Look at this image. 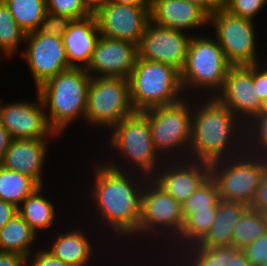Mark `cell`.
<instances>
[{"instance_id":"d4e9b609","label":"cell","mask_w":267,"mask_h":266,"mask_svg":"<svg viewBox=\"0 0 267 266\" xmlns=\"http://www.w3.org/2000/svg\"><path fill=\"white\" fill-rule=\"evenodd\" d=\"M37 234L30 225L17 213L0 230V251L13 252L27 257L32 254L31 246Z\"/></svg>"},{"instance_id":"8992f818","label":"cell","mask_w":267,"mask_h":266,"mask_svg":"<svg viewBox=\"0 0 267 266\" xmlns=\"http://www.w3.org/2000/svg\"><path fill=\"white\" fill-rule=\"evenodd\" d=\"M111 130L113 131L110 132L108 144L120 156H124L123 160L127 158L126 161H130L123 165L126 168L131 167L132 171L135 168L137 171L133 174L139 172L148 179L152 178L165 159L154 148L148 118L142 112H135L122 119Z\"/></svg>"},{"instance_id":"60d3db41","label":"cell","mask_w":267,"mask_h":266,"mask_svg":"<svg viewBox=\"0 0 267 266\" xmlns=\"http://www.w3.org/2000/svg\"><path fill=\"white\" fill-rule=\"evenodd\" d=\"M27 266V259L17 253L0 251V266Z\"/></svg>"},{"instance_id":"2e32d148","label":"cell","mask_w":267,"mask_h":266,"mask_svg":"<svg viewBox=\"0 0 267 266\" xmlns=\"http://www.w3.org/2000/svg\"><path fill=\"white\" fill-rule=\"evenodd\" d=\"M215 98L246 125L261 106L253 83L252 65L231 66Z\"/></svg>"},{"instance_id":"603a6c76","label":"cell","mask_w":267,"mask_h":266,"mask_svg":"<svg viewBox=\"0 0 267 266\" xmlns=\"http://www.w3.org/2000/svg\"><path fill=\"white\" fill-rule=\"evenodd\" d=\"M57 234L54 243L47 250L68 266H87L95 247H92L83 230L73 229L71 232Z\"/></svg>"},{"instance_id":"484cf974","label":"cell","mask_w":267,"mask_h":266,"mask_svg":"<svg viewBox=\"0 0 267 266\" xmlns=\"http://www.w3.org/2000/svg\"><path fill=\"white\" fill-rule=\"evenodd\" d=\"M39 185L30 177L0 165V199L16 207Z\"/></svg>"},{"instance_id":"30bf717a","label":"cell","mask_w":267,"mask_h":266,"mask_svg":"<svg viewBox=\"0 0 267 266\" xmlns=\"http://www.w3.org/2000/svg\"><path fill=\"white\" fill-rule=\"evenodd\" d=\"M253 20L231 14L226 9H217L209 16L215 37L227 61L232 66L253 65L258 61L256 34Z\"/></svg>"},{"instance_id":"1f68e13d","label":"cell","mask_w":267,"mask_h":266,"mask_svg":"<svg viewBox=\"0 0 267 266\" xmlns=\"http://www.w3.org/2000/svg\"><path fill=\"white\" fill-rule=\"evenodd\" d=\"M26 33L17 25L6 3L0 0V51L10 57L25 42ZM1 57V56H0Z\"/></svg>"},{"instance_id":"5b68a950","label":"cell","mask_w":267,"mask_h":266,"mask_svg":"<svg viewBox=\"0 0 267 266\" xmlns=\"http://www.w3.org/2000/svg\"><path fill=\"white\" fill-rule=\"evenodd\" d=\"M195 35L190 39L185 65L180 72L182 89L183 92H189L190 89L192 92L193 87L200 91L203 88V91L208 92L207 97H215L223 88L232 65L227 61L216 38Z\"/></svg>"},{"instance_id":"836d02e7","label":"cell","mask_w":267,"mask_h":266,"mask_svg":"<svg viewBox=\"0 0 267 266\" xmlns=\"http://www.w3.org/2000/svg\"><path fill=\"white\" fill-rule=\"evenodd\" d=\"M47 12L80 20L92 15L83 0H46Z\"/></svg>"},{"instance_id":"52a82bcc","label":"cell","mask_w":267,"mask_h":266,"mask_svg":"<svg viewBox=\"0 0 267 266\" xmlns=\"http://www.w3.org/2000/svg\"><path fill=\"white\" fill-rule=\"evenodd\" d=\"M187 99L189 97H185L173 105L156 107L142 112L148 118L154 148L163 159L166 157L167 160H171L175 158L172 157L174 154H176L175 159H187L188 157L191 141L192 103Z\"/></svg>"},{"instance_id":"ee69618b","label":"cell","mask_w":267,"mask_h":266,"mask_svg":"<svg viewBox=\"0 0 267 266\" xmlns=\"http://www.w3.org/2000/svg\"><path fill=\"white\" fill-rule=\"evenodd\" d=\"M229 266H252L243 249H237L229 258Z\"/></svg>"},{"instance_id":"8d00e7d4","label":"cell","mask_w":267,"mask_h":266,"mask_svg":"<svg viewBox=\"0 0 267 266\" xmlns=\"http://www.w3.org/2000/svg\"><path fill=\"white\" fill-rule=\"evenodd\" d=\"M243 250L252 266H261L267 260V231Z\"/></svg>"},{"instance_id":"f907efd6","label":"cell","mask_w":267,"mask_h":266,"mask_svg":"<svg viewBox=\"0 0 267 266\" xmlns=\"http://www.w3.org/2000/svg\"><path fill=\"white\" fill-rule=\"evenodd\" d=\"M261 266H267V260Z\"/></svg>"},{"instance_id":"ab89813d","label":"cell","mask_w":267,"mask_h":266,"mask_svg":"<svg viewBox=\"0 0 267 266\" xmlns=\"http://www.w3.org/2000/svg\"><path fill=\"white\" fill-rule=\"evenodd\" d=\"M249 208L267 215V171L260 181L255 197Z\"/></svg>"},{"instance_id":"f35d334b","label":"cell","mask_w":267,"mask_h":266,"mask_svg":"<svg viewBox=\"0 0 267 266\" xmlns=\"http://www.w3.org/2000/svg\"><path fill=\"white\" fill-rule=\"evenodd\" d=\"M35 253L33 254L34 257H32V254L27 257V263L31 262L28 266H68L57 259L47 248L38 250Z\"/></svg>"},{"instance_id":"e575fe53","label":"cell","mask_w":267,"mask_h":266,"mask_svg":"<svg viewBox=\"0 0 267 266\" xmlns=\"http://www.w3.org/2000/svg\"><path fill=\"white\" fill-rule=\"evenodd\" d=\"M71 22L72 20L68 17L47 12L39 23L36 32L47 36H56L62 38L67 32Z\"/></svg>"},{"instance_id":"f1b7e54d","label":"cell","mask_w":267,"mask_h":266,"mask_svg":"<svg viewBox=\"0 0 267 266\" xmlns=\"http://www.w3.org/2000/svg\"><path fill=\"white\" fill-rule=\"evenodd\" d=\"M17 25L26 33L37 30L47 13L46 0H3Z\"/></svg>"},{"instance_id":"4316f807","label":"cell","mask_w":267,"mask_h":266,"mask_svg":"<svg viewBox=\"0 0 267 266\" xmlns=\"http://www.w3.org/2000/svg\"><path fill=\"white\" fill-rule=\"evenodd\" d=\"M266 231L267 215L248 208L233 229L231 246L244 249Z\"/></svg>"},{"instance_id":"cb8c5ba5","label":"cell","mask_w":267,"mask_h":266,"mask_svg":"<svg viewBox=\"0 0 267 266\" xmlns=\"http://www.w3.org/2000/svg\"><path fill=\"white\" fill-rule=\"evenodd\" d=\"M43 188L44 185L35 189L18 207V214L36 234L55 225V206L41 194Z\"/></svg>"},{"instance_id":"3957f363","label":"cell","mask_w":267,"mask_h":266,"mask_svg":"<svg viewBox=\"0 0 267 266\" xmlns=\"http://www.w3.org/2000/svg\"><path fill=\"white\" fill-rule=\"evenodd\" d=\"M91 78L85 68L71 67L50 78L36 90L45 111H49L47 120L56 134L63 133L77 118L85 119Z\"/></svg>"},{"instance_id":"7dc6e473","label":"cell","mask_w":267,"mask_h":266,"mask_svg":"<svg viewBox=\"0 0 267 266\" xmlns=\"http://www.w3.org/2000/svg\"><path fill=\"white\" fill-rule=\"evenodd\" d=\"M202 8L209 16L217 9L208 0H186Z\"/></svg>"},{"instance_id":"9a60e30c","label":"cell","mask_w":267,"mask_h":266,"mask_svg":"<svg viewBox=\"0 0 267 266\" xmlns=\"http://www.w3.org/2000/svg\"><path fill=\"white\" fill-rule=\"evenodd\" d=\"M36 93L35 102H0V122L12 139H47L50 136H59L50 127L43 101L38 91Z\"/></svg>"},{"instance_id":"b9f144b4","label":"cell","mask_w":267,"mask_h":266,"mask_svg":"<svg viewBox=\"0 0 267 266\" xmlns=\"http://www.w3.org/2000/svg\"><path fill=\"white\" fill-rule=\"evenodd\" d=\"M18 213V207L0 199V230Z\"/></svg>"},{"instance_id":"f6af8a7d","label":"cell","mask_w":267,"mask_h":266,"mask_svg":"<svg viewBox=\"0 0 267 266\" xmlns=\"http://www.w3.org/2000/svg\"><path fill=\"white\" fill-rule=\"evenodd\" d=\"M110 1L111 0H83V3L92 14H95L101 7L105 6Z\"/></svg>"},{"instance_id":"7402d4cb","label":"cell","mask_w":267,"mask_h":266,"mask_svg":"<svg viewBox=\"0 0 267 266\" xmlns=\"http://www.w3.org/2000/svg\"><path fill=\"white\" fill-rule=\"evenodd\" d=\"M248 208V206L238 202L220 199L215 221L209 232L198 244L203 247L230 246L233 229Z\"/></svg>"},{"instance_id":"d590c367","label":"cell","mask_w":267,"mask_h":266,"mask_svg":"<svg viewBox=\"0 0 267 266\" xmlns=\"http://www.w3.org/2000/svg\"><path fill=\"white\" fill-rule=\"evenodd\" d=\"M266 4L267 0H230L225 9L233 15L254 21L256 15Z\"/></svg>"},{"instance_id":"ba28073f","label":"cell","mask_w":267,"mask_h":266,"mask_svg":"<svg viewBox=\"0 0 267 266\" xmlns=\"http://www.w3.org/2000/svg\"><path fill=\"white\" fill-rule=\"evenodd\" d=\"M266 171L267 159L246 151L210 165V176L217 183L220 199L248 207Z\"/></svg>"},{"instance_id":"e0dca14e","label":"cell","mask_w":267,"mask_h":266,"mask_svg":"<svg viewBox=\"0 0 267 266\" xmlns=\"http://www.w3.org/2000/svg\"><path fill=\"white\" fill-rule=\"evenodd\" d=\"M167 161L151 179L182 204L210 176V165L191 159Z\"/></svg>"},{"instance_id":"6da1fadb","label":"cell","mask_w":267,"mask_h":266,"mask_svg":"<svg viewBox=\"0 0 267 266\" xmlns=\"http://www.w3.org/2000/svg\"><path fill=\"white\" fill-rule=\"evenodd\" d=\"M127 171L129 170H125L124 166L113 161L97 164L93 174L95 181H92L93 187L89 188V197L94 202L95 212L98 210L102 224L112 228L118 237L121 235L119 238L137 235L141 193L148 179L139 173L133 176L132 171Z\"/></svg>"},{"instance_id":"83f0119b","label":"cell","mask_w":267,"mask_h":266,"mask_svg":"<svg viewBox=\"0 0 267 266\" xmlns=\"http://www.w3.org/2000/svg\"><path fill=\"white\" fill-rule=\"evenodd\" d=\"M184 250L181 249L180 253H184L185 256L181 254L182 257L179 258L186 261L183 262V266H229V258L237 249L231 245L203 247L197 243Z\"/></svg>"},{"instance_id":"9c48e42d","label":"cell","mask_w":267,"mask_h":266,"mask_svg":"<svg viewBox=\"0 0 267 266\" xmlns=\"http://www.w3.org/2000/svg\"><path fill=\"white\" fill-rule=\"evenodd\" d=\"M134 110L129 78L92 77L87 91L85 120L90 126L112 129Z\"/></svg>"},{"instance_id":"4dcf8cb0","label":"cell","mask_w":267,"mask_h":266,"mask_svg":"<svg viewBox=\"0 0 267 266\" xmlns=\"http://www.w3.org/2000/svg\"><path fill=\"white\" fill-rule=\"evenodd\" d=\"M219 200L220 196L217 183L209 176L195 192L181 204L184 220L196 211H210V208H218Z\"/></svg>"},{"instance_id":"681fc988","label":"cell","mask_w":267,"mask_h":266,"mask_svg":"<svg viewBox=\"0 0 267 266\" xmlns=\"http://www.w3.org/2000/svg\"><path fill=\"white\" fill-rule=\"evenodd\" d=\"M257 115L267 116V97L261 101V106Z\"/></svg>"},{"instance_id":"7bdbcfd3","label":"cell","mask_w":267,"mask_h":266,"mask_svg":"<svg viewBox=\"0 0 267 266\" xmlns=\"http://www.w3.org/2000/svg\"><path fill=\"white\" fill-rule=\"evenodd\" d=\"M12 138L6 128L0 122V165L3 161L5 152L7 151Z\"/></svg>"},{"instance_id":"d6986e66","label":"cell","mask_w":267,"mask_h":266,"mask_svg":"<svg viewBox=\"0 0 267 266\" xmlns=\"http://www.w3.org/2000/svg\"><path fill=\"white\" fill-rule=\"evenodd\" d=\"M49 139H12L1 166L32 178L39 186L42 177Z\"/></svg>"},{"instance_id":"ffe728a7","label":"cell","mask_w":267,"mask_h":266,"mask_svg":"<svg viewBox=\"0 0 267 266\" xmlns=\"http://www.w3.org/2000/svg\"><path fill=\"white\" fill-rule=\"evenodd\" d=\"M150 21L171 29L188 32L208 24L209 15L186 0H152ZM188 30V31H186Z\"/></svg>"},{"instance_id":"c3c4849f","label":"cell","mask_w":267,"mask_h":266,"mask_svg":"<svg viewBox=\"0 0 267 266\" xmlns=\"http://www.w3.org/2000/svg\"><path fill=\"white\" fill-rule=\"evenodd\" d=\"M216 9H225L230 0H208Z\"/></svg>"},{"instance_id":"7a4b0ae2","label":"cell","mask_w":267,"mask_h":266,"mask_svg":"<svg viewBox=\"0 0 267 266\" xmlns=\"http://www.w3.org/2000/svg\"><path fill=\"white\" fill-rule=\"evenodd\" d=\"M203 99L192 105L187 159L212 165L245 152V124L215 97Z\"/></svg>"},{"instance_id":"44dd1931","label":"cell","mask_w":267,"mask_h":266,"mask_svg":"<svg viewBox=\"0 0 267 266\" xmlns=\"http://www.w3.org/2000/svg\"><path fill=\"white\" fill-rule=\"evenodd\" d=\"M100 36L94 14L80 20H72L62 37L70 67L87 68Z\"/></svg>"},{"instance_id":"5bb4252c","label":"cell","mask_w":267,"mask_h":266,"mask_svg":"<svg viewBox=\"0 0 267 266\" xmlns=\"http://www.w3.org/2000/svg\"><path fill=\"white\" fill-rule=\"evenodd\" d=\"M100 35L110 39L139 45L144 30L150 22L146 7L108 2L95 14Z\"/></svg>"},{"instance_id":"8fae6325","label":"cell","mask_w":267,"mask_h":266,"mask_svg":"<svg viewBox=\"0 0 267 266\" xmlns=\"http://www.w3.org/2000/svg\"><path fill=\"white\" fill-rule=\"evenodd\" d=\"M183 224L181 204L151 178L147 179L141 193L140 219L137 227L138 237L140 234L144 236L149 233L155 239V233L158 235L160 232L163 234L166 232V234L169 233L167 239L169 237L171 239L168 241H174V237L176 239L179 236Z\"/></svg>"},{"instance_id":"7c38bea8","label":"cell","mask_w":267,"mask_h":266,"mask_svg":"<svg viewBox=\"0 0 267 266\" xmlns=\"http://www.w3.org/2000/svg\"><path fill=\"white\" fill-rule=\"evenodd\" d=\"M149 22L137 46L138 58L161 62L181 72L193 34Z\"/></svg>"},{"instance_id":"f546056e","label":"cell","mask_w":267,"mask_h":266,"mask_svg":"<svg viewBox=\"0 0 267 266\" xmlns=\"http://www.w3.org/2000/svg\"><path fill=\"white\" fill-rule=\"evenodd\" d=\"M216 212L217 208H210V211H196L189 215L184 220L179 236L174 239V242L177 243L176 245L179 248L183 245L182 248L186 249L191 245L199 243L209 232L211 225L215 221Z\"/></svg>"},{"instance_id":"ac0fdd59","label":"cell","mask_w":267,"mask_h":266,"mask_svg":"<svg viewBox=\"0 0 267 266\" xmlns=\"http://www.w3.org/2000/svg\"><path fill=\"white\" fill-rule=\"evenodd\" d=\"M137 57V45L100 36L86 71L91 77L129 78Z\"/></svg>"},{"instance_id":"74e56055","label":"cell","mask_w":267,"mask_h":266,"mask_svg":"<svg viewBox=\"0 0 267 266\" xmlns=\"http://www.w3.org/2000/svg\"><path fill=\"white\" fill-rule=\"evenodd\" d=\"M253 83L260 101L267 97V63L252 65Z\"/></svg>"},{"instance_id":"4fadbf2b","label":"cell","mask_w":267,"mask_h":266,"mask_svg":"<svg viewBox=\"0 0 267 266\" xmlns=\"http://www.w3.org/2000/svg\"><path fill=\"white\" fill-rule=\"evenodd\" d=\"M25 42L27 49L25 47L21 53L28 64L36 90L50 78L71 68L62 38L34 31L26 34Z\"/></svg>"},{"instance_id":"bcb514c9","label":"cell","mask_w":267,"mask_h":266,"mask_svg":"<svg viewBox=\"0 0 267 266\" xmlns=\"http://www.w3.org/2000/svg\"><path fill=\"white\" fill-rule=\"evenodd\" d=\"M111 2L118 4L146 7L149 10L151 9V4H152V0H111Z\"/></svg>"},{"instance_id":"d6a6232c","label":"cell","mask_w":267,"mask_h":266,"mask_svg":"<svg viewBox=\"0 0 267 266\" xmlns=\"http://www.w3.org/2000/svg\"><path fill=\"white\" fill-rule=\"evenodd\" d=\"M245 133L246 152L267 159V116L255 115L245 125Z\"/></svg>"},{"instance_id":"277c9868","label":"cell","mask_w":267,"mask_h":266,"mask_svg":"<svg viewBox=\"0 0 267 266\" xmlns=\"http://www.w3.org/2000/svg\"><path fill=\"white\" fill-rule=\"evenodd\" d=\"M131 103L136 112L173 105L186 96L180 72L174 67L138 58L129 77ZM181 97V98H180Z\"/></svg>"}]
</instances>
